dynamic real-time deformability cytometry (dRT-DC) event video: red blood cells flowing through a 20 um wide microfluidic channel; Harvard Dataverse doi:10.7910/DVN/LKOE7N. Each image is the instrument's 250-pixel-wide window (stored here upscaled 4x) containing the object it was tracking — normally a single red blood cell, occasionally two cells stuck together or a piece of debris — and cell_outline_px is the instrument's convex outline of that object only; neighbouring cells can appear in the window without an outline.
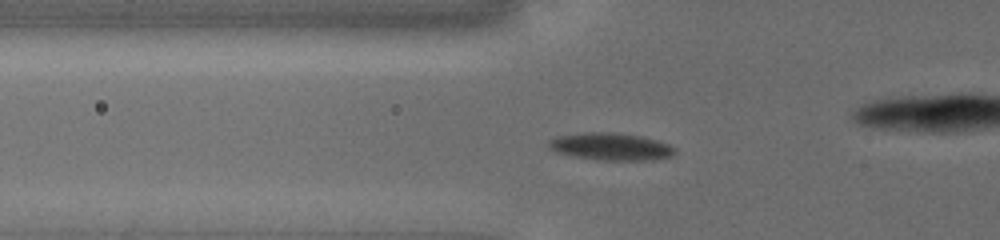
{"species": "common noctule bat (a hibernating species)", "species_latin": "Nyctalus noctula", "temperature_condition": "cold", "stored_images_in_passage": 40, "camera_frame_rate_fps": 3000, "um_per_image_px": 0.085, "animal": {"sex": "female", "body_mass_g": 19.5, "forearm_length_mm": 54.1}, "frame": {"image": 1, "passage_image": 2, "time_ms": 0.333, "image_size_px": [1000, 240], "cell_outline_px": [[676, 152], [672, 156], [652, 160], [596, 160], [572, 156], [556, 152], [548, 148], [548, 140], [560, 136], [584, 132], [612, 132], [640, 136], [656, 140], [668, 144], [676, 148]], "centroid_in_image_um": [51.91, 12.47], "position_along_channel_um": 73.9, "area_um2": 20.17}}
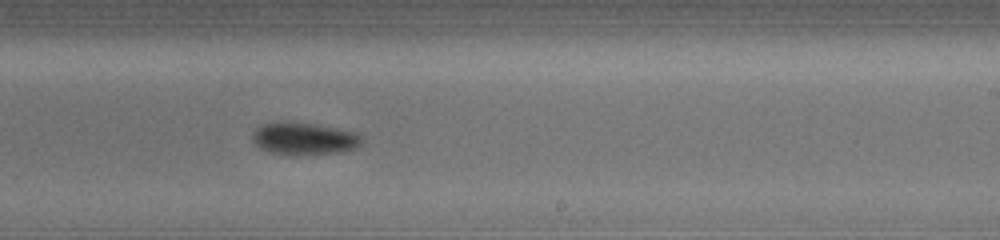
{"frame": {"image": 2, "passage_image": 16, "time_ms": 5.333, "image_size_px": [1000, 240], "cell_outline_px": [[364, 140], [356, 148], [340, 152], [296, 156], [284, 156], [268, 152], [260, 148], [252, 140], [252, 136], [256, 128], [264, 124], [308, 124], [332, 128], [352, 132], [360, 136]], "centroid_in_image_um": [25.83, 11.86], "position_along_channel_um": 263.2, "area_um2": 20.06}}
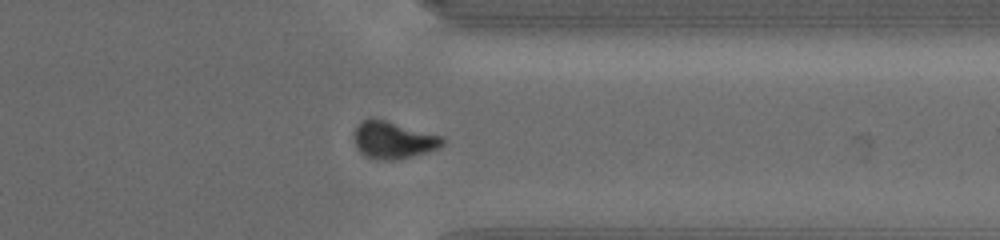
{"frame": {"image": 3, "passage_image": 28, "time_ms": 8.333, "image_size_px": [1000, 240], "cell_outline_px": [[444, 144], [428, 152], [412, 156], [392, 160], [376, 160], [364, 156], [356, 148], [352, 136], [352, 132], [364, 120], [384, 120], [440, 136], [444, 140]], "centroid_in_image_um": [33.37, 11.94], "position_along_channel_um": 378.0, "area_um2": 18.79}, "authors_computed_cell_mechanics": {"area_um2": 19.8832, "velocity_mm_per_s": 3.8278, "shape_relaxation_time_tau1_ms": 2.233, "shape_relaxation_time_tau2_ms": null, "deformation_change_tau1": 0.0804, "deformation_change_tau2": null}}